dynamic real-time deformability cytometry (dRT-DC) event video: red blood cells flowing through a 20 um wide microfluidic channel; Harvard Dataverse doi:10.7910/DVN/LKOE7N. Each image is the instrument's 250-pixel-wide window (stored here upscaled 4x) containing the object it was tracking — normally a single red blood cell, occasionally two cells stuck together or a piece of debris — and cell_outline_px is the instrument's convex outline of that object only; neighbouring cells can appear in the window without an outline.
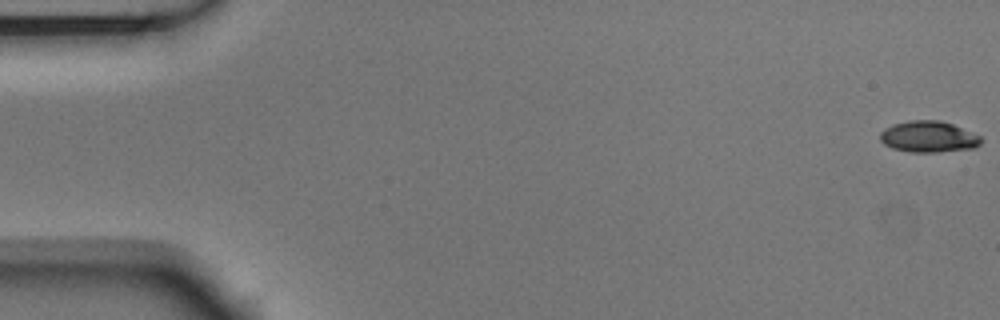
{"species": "Egyptian fruit bat (a non-hibernating species)", "species_latin": "Rousettus aegyptiacus", "temperature_condition": "room temperature", "stored_images_in_passage": 25, "camera_frame_rate_fps": 3000, "um_per_image_px": 0.085, "animal": {"sex": "male"}, "frame": {"image": 1, "passage_image": 1, "time_ms": 0.0, "image_size_px": [1000, 320], "cell_outline_px": [[984, 140], [976, 148], [936, 152], [908, 152], [892, 148], [884, 144], [880, 140], [880, 132], [884, 128], [892, 124], [912, 120], [940, 120], [952, 124], [980, 136]], "centroid_in_image_um": [78.92, 11.63], "position_along_channel_um": 6.1, "area_um2": 18.5}}
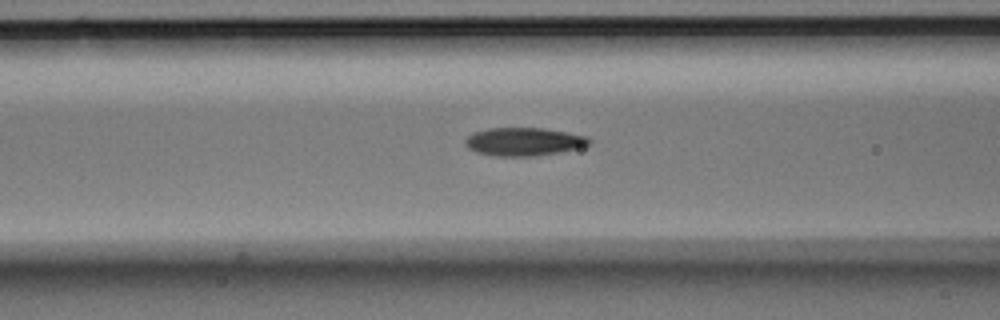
{"frame": {"image": 2, "passage_image": 22, "time_ms": 7.0, "image_size_px": [1000, 320], "cell_outline_px": [[592, 144], [560, 152], [536, 156], [496, 156], [476, 152], [468, 148], [464, 140], [472, 132], [488, 128], [544, 128], [588, 136], [592, 140]], "centroid_in_image_um": [44.53, 12.04], "position_along_channel_um": 122.1, "area_um2": 20.46}}
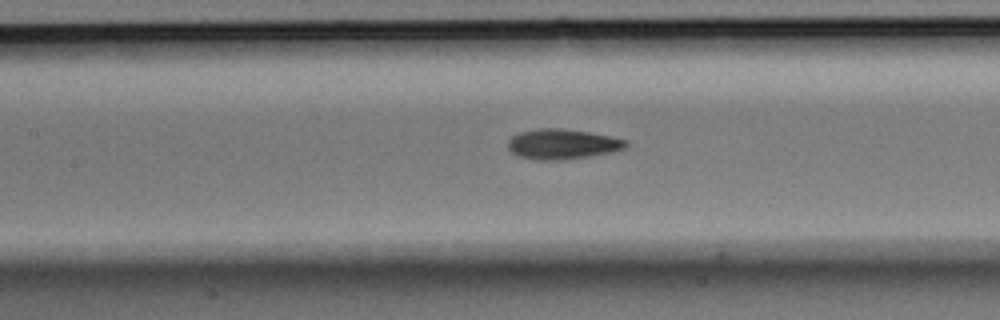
{"frame": {"image": 3, "passage_image": 25, "time_ms": 8.0, "image_size_px": [1000, 320], "cell_outline_px": [[628, 144], [624, 148], [612, 152], [592, 156], [564, 160], [540, 160], [520, 156], [512, 152], [508, 148], [508, 140], [512, 136], [520, 132], [540, 128], [560, 128], [588, 132], [628, 140]], "centroid_in_image_um": [47.81, 12.25], "position_along_channel_um": 159.6, "area_um2": 20.63}}